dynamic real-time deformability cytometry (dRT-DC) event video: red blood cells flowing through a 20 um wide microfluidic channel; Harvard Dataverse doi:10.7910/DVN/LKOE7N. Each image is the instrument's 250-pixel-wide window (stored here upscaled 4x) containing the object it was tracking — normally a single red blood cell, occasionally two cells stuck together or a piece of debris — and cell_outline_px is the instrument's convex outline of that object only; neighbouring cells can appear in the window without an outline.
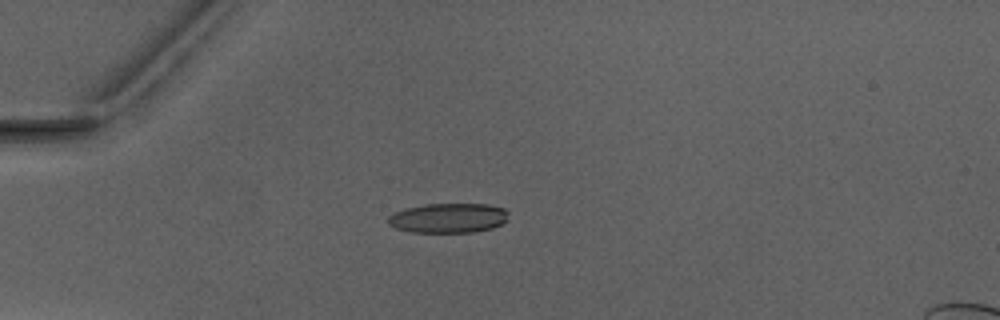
{"species": "Egyptian fruit bat (a non-hibernating species)", "species_latin": "Rousettus aegyptiacus", "temperature_condition": "warm", "stored_images_in_passage": 2, "camera_frame_rate_fps": 3000, "um_per_image_px": 0.085, "animal": {"sex": "male"}, "frame": {"image": 1, "passage_image": 1, "time_ms": 0.0, "image_size_px": [1000, 320], "cell_outline_px": [[508, 220], [492, 228], [472, 232], [412, 232], [396, 228], [388, 224], [388, 216], [404, 208], [424, 204], [488, 204], [504, 208], [508, 212]], "centroid_in_image_um": [38.11, 18.52], "position_along_channel_um": 46.9, "area_um2": 20.87}}